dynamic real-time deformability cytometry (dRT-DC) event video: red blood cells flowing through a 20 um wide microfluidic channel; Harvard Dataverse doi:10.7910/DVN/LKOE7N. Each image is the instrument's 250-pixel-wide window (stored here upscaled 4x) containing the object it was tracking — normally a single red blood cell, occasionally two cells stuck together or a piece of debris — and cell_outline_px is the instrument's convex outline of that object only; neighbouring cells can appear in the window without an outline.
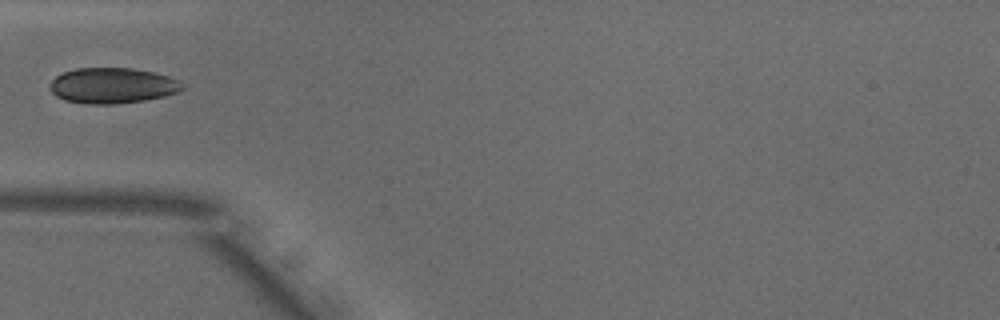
{"species": "common noctule bat (a hibernating species)", "species_latin": "Nyctalus noctula", "temperature_condition": "warm", "stored_images_in_passage": 12, "camera_frame_rate_fps": 3000, "um_per_image_px": 0.085, "animal": {"sex": "male", "body_mass_g": 18.8}, "frame": {"image": 1, "passage_image": 1, "time_ms": 0.0, "image_size_px": [1000, 320], "cell_outline_px": [[184, 88], [180, 92], [164, 96], [144, 100], [116, 104], [88, 104], [64, 100], [56, 96], [48, 88], [48, 84], [56, 76], [64, 72], [76, 68], [132, 68], [152, 72], [168, 76], [180, 80], [184, 84]], "centroid_in_image_um": [9.56, 7.28], "position_along_channel_um": 75.4, "area_um2": 27.69}}
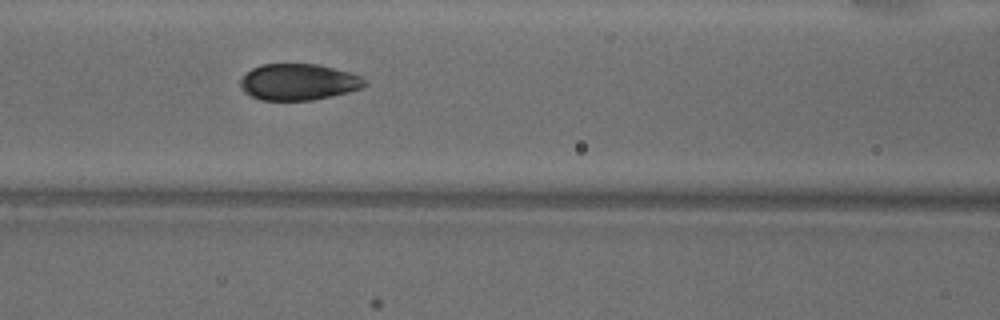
{"frame": {"image": 2, "passage_image": 6, "time_ms": 1.667, "image_size_px": [1000, 320], "cell_outline_px": [[368, 84], [364, 88], [332, 96], [312, 100], [260, 100], [244, 92], [240, 88], [240, 80], [252, 68], [260, 64], [316, 64], [348, 72], [360, 76], [368, 80]], "centroid_in_image_um": [25.39, 6.98], "position_along_channel_um": 141.2, "area_um2": 26.41}}
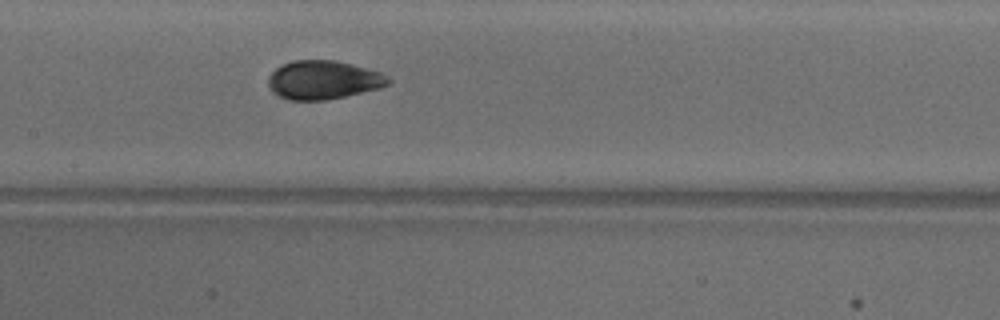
{"frame": {"image": 3, "passage_image": 9, "time_ms": 2.667, "image_size_px": [1000, 320], "cell_outline_px": [[392, 80], [388, 84], [380, 88], [328, 100], [288, 100], [272, 92], [268, 88], [268, 76], [280, 64], [292, 60], [336, 60], [352, 64], [380, 72], [388, 76]], "centroid_in_image_um": [27.46, 6.79], "position_along_channel_um": 179.9, "area_um2": 27.28}}